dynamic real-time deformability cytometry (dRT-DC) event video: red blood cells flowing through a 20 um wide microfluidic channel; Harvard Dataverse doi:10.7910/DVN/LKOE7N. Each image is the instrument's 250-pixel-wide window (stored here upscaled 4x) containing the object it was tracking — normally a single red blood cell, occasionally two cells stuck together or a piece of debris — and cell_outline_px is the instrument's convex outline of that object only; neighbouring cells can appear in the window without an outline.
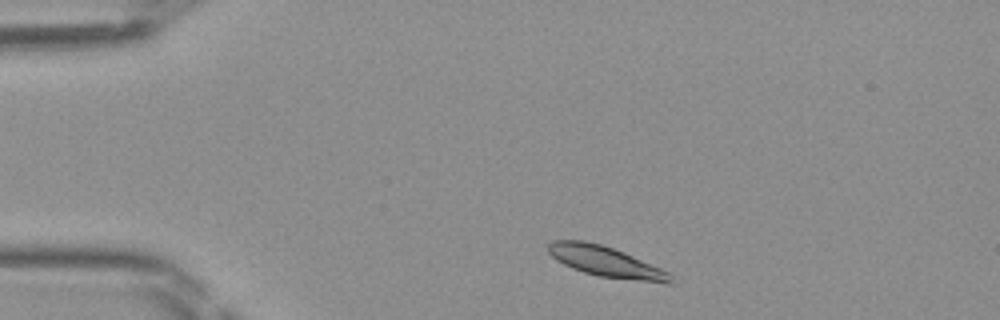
{"species": "Egyptian fruit bat (a non-hibernating species)", "species_latin": "Rousettus aegyptiacus", "temperature_condition": "room temperature", "stored_images_in_passage": 42, "camera_frame_rate_fps": 3000, "um_per_image_px": 0.085, "frame": {"image": 1, "passage_image": 3, "time_ms": 0.667, "image_size_px": [1000, 320], "cell_outline_px": [[672, 284], [668, 284], [596, 276], [572, 268], [556, 260], [548, 252], [548, 244], [552, 240], [584, 240], [600, 244], [624, 252], [660, 268], [668, 272], [672, 276]], "centroid_in_image_um": [51.49, 22.25], "position_along_channel_um": 33.5, "area_um2": 21.73}}
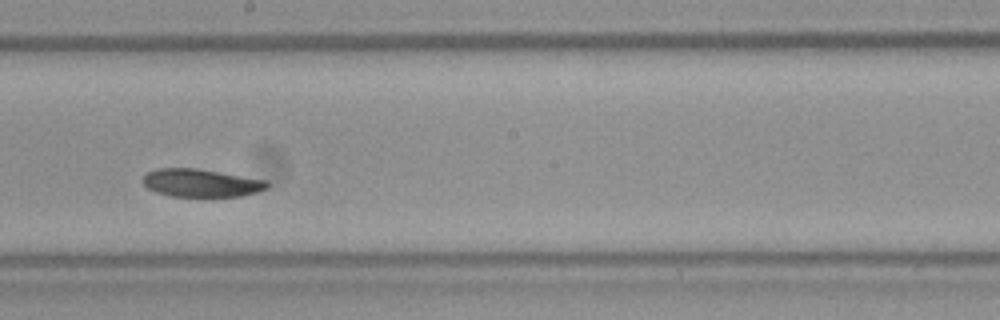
{"frame": {"image": 2, "passage_image": 21, "time_ms": 6.667, "image_size_px": [1000, 320], "cell_outline_px": [[268, 188], [256, 192], [240, 196], [172, 196], [156, 192], [148, 188], [140, 180], [148, 172], [160, 168], [196, 168], [268, 180]], "centroid_in_image_um": [17.09, 15.54], "position_along_channel_um": 231.1, "area_um2": 20.11}}
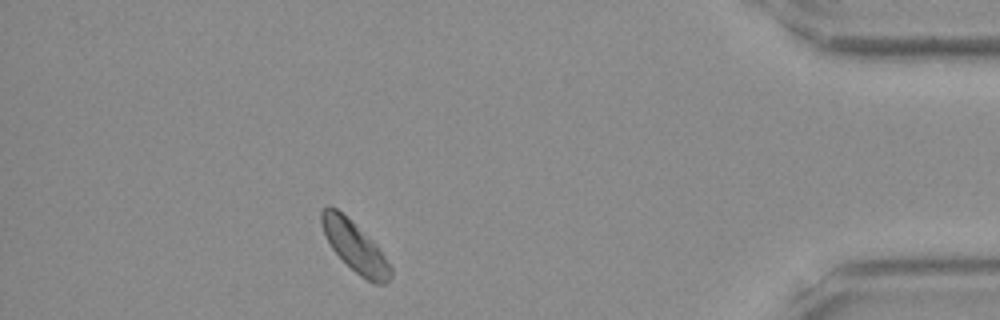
{"frame": {"image": 3, "passage_image": 37, "time_ms": 12.0, "image_size_px": [1000, 320], "cell_outline_px": [[392, 276], [384, 284], [372, 284], [360, 276], [332, 248], [324, 232], [320, 220], [320, 212], [328, 204], [336, 208], [372, 240], [376, 244], [392, 268]], "centroid_in_image_um": [30.17, 20.98], "position_along_channel_um": 405.0, "area_um2": 19.71}}